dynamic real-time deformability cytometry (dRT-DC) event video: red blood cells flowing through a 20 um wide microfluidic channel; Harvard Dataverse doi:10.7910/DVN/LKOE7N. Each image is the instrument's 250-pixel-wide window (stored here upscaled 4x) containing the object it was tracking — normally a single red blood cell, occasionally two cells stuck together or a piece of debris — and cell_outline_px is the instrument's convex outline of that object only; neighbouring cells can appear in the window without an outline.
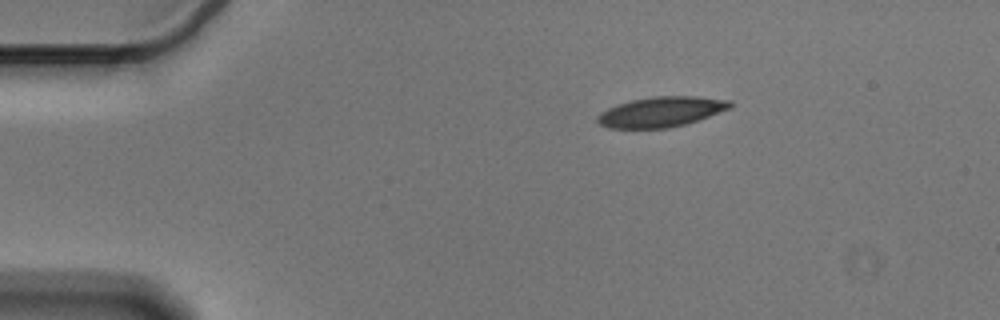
{"species": "Egyptian fruit bat (a non-hibernating species)", "species_latin": "Rousettus aegyptiacus", "temperature_condition": "cold", "stored_images_in_passage": 47, "camera_frame_rate_fps": 3000, "um_per_image_px": 0.085, "animal": {"sex": "male"}, "frame": {"image": 1, "passage_image": 1, "time_ms": 0.0, "image_size_px": [1000, 320], "cell_outline_px": [[732, 108], [684, 124], [668, 128], [608, 128], [600, 124], [596, 120], [596, 116], [600, 112], [608, 108], [632, 100], [652, 96], [696, 96], [732, 100]], "centroid_in_image_um": [56.2, 9.5], "position_along_channel_um": 28.8, "area_um2": 23.24}}
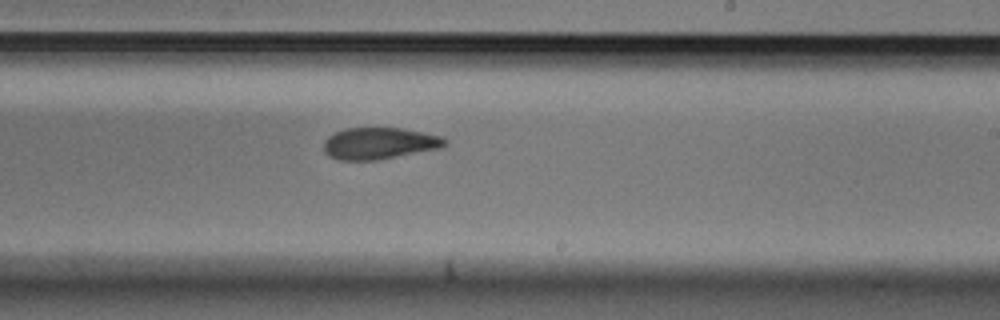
{"frame": {"image": 2, "passage_image": 25, "time_ms": 8.0, "image_size_px": [1000, 320], "cell_outline_px": [[448, 144], [440, 148], [376, 160], [340, 160], [328, 156], [324, 152], [324, 140], [328, 136], [344, 128], [404, 128], [440, 136], [448, 140]], "centroid_in_image_um": [32.23, 12.18], "position_along_channel_um": 256.8, "area_um2": 22.37}}
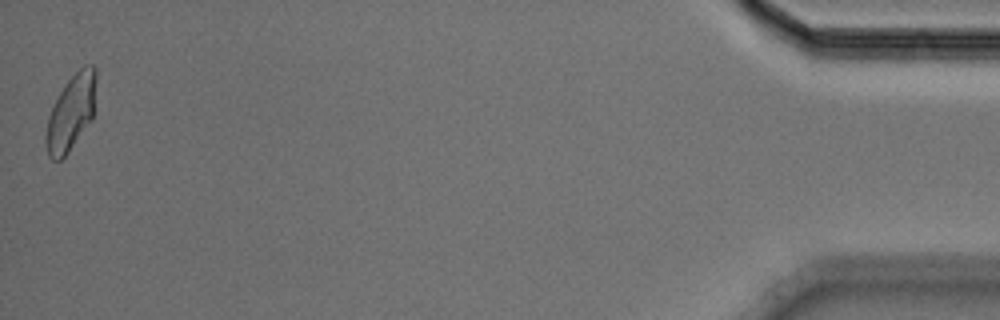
{"frame": {"image": 3, "passage_image": 47, "time_ms": 15.333, "image_size_px": [1000, 320], "cell_outline_px": [[96, 80], [92, 120], [68, 152], [60, 160], [52, 160], [48, 156], [44, 144], [44, 136], [48, 116], [60, 92], [68, 80], [84, 64], [92, 64], [96, 68]], "centroid_in_image_um": [6.02, 9.58], "position_along_channel_um": 429.2, "area_um2": 22.08}, "authors_computed_cell_mechanics": {"area_um2": 23.12, "velocity_mm_per_s": 3.5724, "shape_relaxation_time_tau1_ms": 8.3256, "shape_relaxation_time_tau2_ms": 3.1011, "deformation_change_tau1": 0.177, "deformation_change_tau2": 0.0849}}